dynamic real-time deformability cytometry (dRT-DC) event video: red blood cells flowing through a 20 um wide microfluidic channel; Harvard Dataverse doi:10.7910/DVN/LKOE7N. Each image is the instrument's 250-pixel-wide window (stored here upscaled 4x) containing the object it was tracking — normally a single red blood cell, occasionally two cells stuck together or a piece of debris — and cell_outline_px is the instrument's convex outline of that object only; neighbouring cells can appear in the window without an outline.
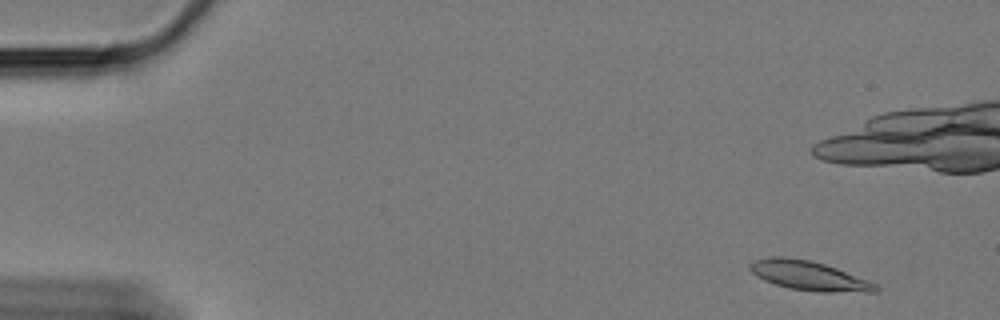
{"species": "Egyptian fruit bat (a non-hibernating species)", "species_latin": "Rousettus aegyptiacus", "temperature_condition": "cold", "stored_images_in_passage": 61, "camera_frame_rate_fps": 3000, "um_per_image_px": 0.085, "animal": {"sex": "female"}, "frame": {"image": 1, "passage_image": 5, "time_ms": 1.333, "image_size_px": [1000, 320], "cell_outline_px": [[880, 288], [876, 292], [820, 292], [788, 288], [764, 280], [756, 276], [748, 268], [748, 264], [756, 260], [772, 256], [784, 256], [808, 260], [824, 264], [836, 268], [868, 280], [876, 284]], "centroid_in_image_um": [68.75, 23.44], "position_along_channel_um": 16.3, "area_um2": 21.44}}
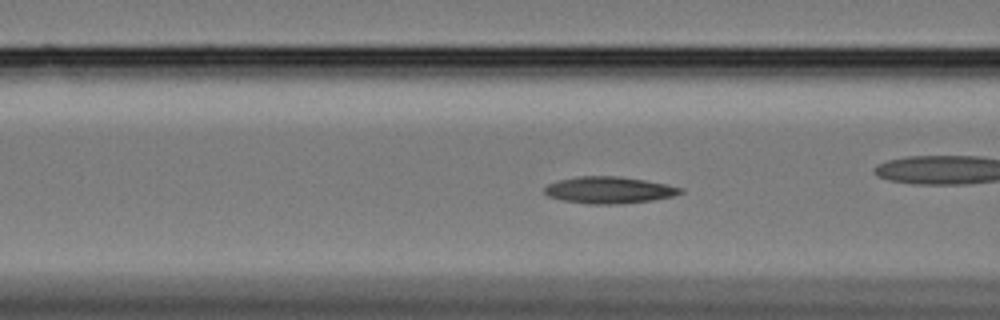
{"frame": {"image": 2, "passage_image": 24, "time_ms": 7.667, "image_size_px": [1000, 320], "cell_outline_px": [[684, 192], [672, 196], [652, 200], [616, 204], [588, 204], [560, 200], [548, 196], [544, 192], [544, 188], [548, 184], [560, 180], [576, 176], [620, 176], [644, 180], [684, 188]], "centroid_in_image_um": [51.74, 16.15], "position_along_channel_um": 114.9, "area_um2": 21.15}}
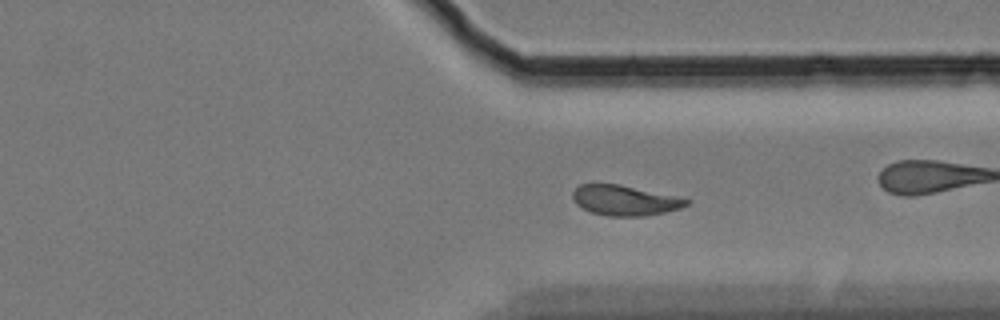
{"frame": {"image": 3, "passage_image": 46, "time_ms": 15.0, "image_size_px": [1000, 320], "cell_outline_px": [[692, 200], [688, 204], [680, 208], [664, 212], [644, 216], [608, 216], [592, 212], [576, 204], [572, 200], [572, 192], [580, 184], [620, 184], [676, 196]], "centroid_in_image_um": [53.1, 17.02], "position_along_channel_um": 358.3, "area_um2": 19.94}, "authors_computed_cell_mechanics": {"area_um2": 20.5768, "velocity_mm_per_s": 3.317, "shape_relaxation_time_tau1_ms": 9.2281, "shape_relaxation_time_tau2_ms": 3.4058, "deformation_change_tau1": 0.1933, "deformation_change_tau2": 0.0969}}